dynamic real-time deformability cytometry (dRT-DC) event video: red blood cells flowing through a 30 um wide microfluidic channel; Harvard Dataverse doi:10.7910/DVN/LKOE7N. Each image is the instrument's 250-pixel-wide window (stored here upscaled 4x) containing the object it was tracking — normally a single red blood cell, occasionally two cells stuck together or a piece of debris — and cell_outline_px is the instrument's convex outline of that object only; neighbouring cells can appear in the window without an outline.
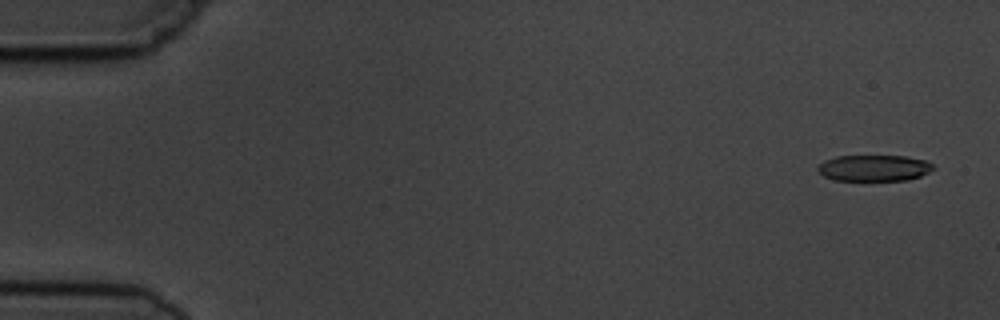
{"species": "common noctule bat (a hibernating species)", "species_latin": "Nyctalus noctula", "temperature_condition": "cold", "stored_images_in_passage": 6, "camera_frame_rate_fps": 3000, "um_per_image_px": 0.085, "animal": {"sex": "male", "body_mass_g": 19.5, "forearm_length_mm": 54.6}, "frame": {"image": 1, "passage_image": 1, "time_ms": 0.0, "image_size_px": [1000, 320], "cell_outline_px": [[936, 168], [920, 176], [908, 180], [836, 180], [824, 176], [816, 168], [824, 160], [836, 156], [904, 156], [928, 160]], "centroid_in_image_um": [74.32, 14.27], "position_along_channel_um": 10.7, "area_um2": 17.63}}
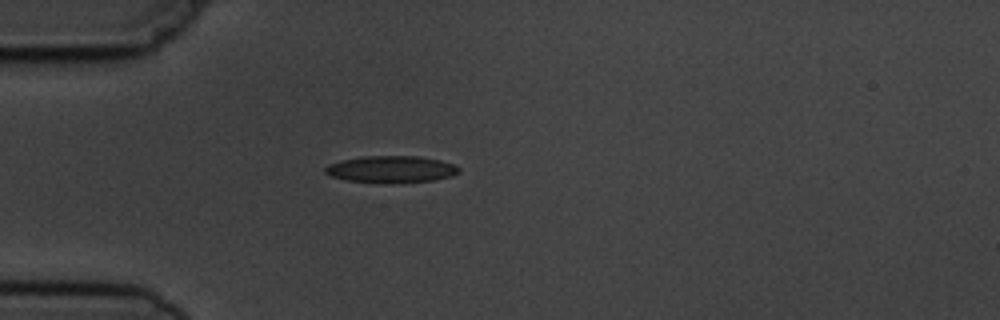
{"frame": {"image": 2, "passage_image": 5, "time_ms": 4.333, "image_size_px": [1000, 320], "cell_outline_px": [[460, 172], [452, 176], [432, 180], [392, 184], [344, 180], [332, 176], [324, 172], [324, 168], [328, 164], [344, 160], [364, 156], [416, 156], [440, 160], [456, 164], [460, 168]], "centroid_in_image_um": [33.28, 14.4], "position_along_channel_um": 51.7, "area_um2": 21.1}}